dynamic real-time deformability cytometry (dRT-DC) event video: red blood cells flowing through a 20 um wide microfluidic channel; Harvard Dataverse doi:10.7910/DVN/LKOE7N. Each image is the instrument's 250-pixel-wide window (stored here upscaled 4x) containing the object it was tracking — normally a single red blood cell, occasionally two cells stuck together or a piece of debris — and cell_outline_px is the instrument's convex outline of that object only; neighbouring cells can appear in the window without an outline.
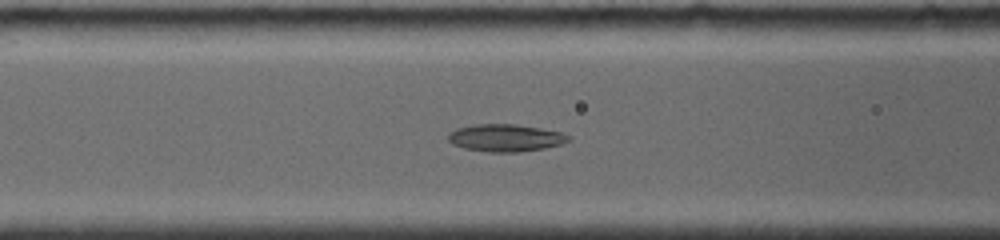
{"species": "common noctule bat (a hibernating species)", "species_latin": "Nyctalus noctula", "temperature_condition": "room temperature", "stored_images_in_passage": 26, "camera_frame_rate_fps": 4000, "um_per_image_px": 0.085, "animal": {"sex": "female", "body_mass_g": 19.0, "forearm_length_mm": 56.7}, "frame": {"image": 1, "passage_image": 9, "time_ms": 6.25, "image_size_px": [1000, 240], "cell_outline_px": [[572, 140], [560, 144], [544, 148], [516, 152], [488, 152], [464, 148], [452, 144], [448, 140], [448, 132], [456, 128], [476, 124], [516, 124], [540, 128], [560, 132], [572, 136]], "centroid_in_image_um": [42.96, 11.71], "position_along_channel_um": 123.6, "area_um2": 19.25}}
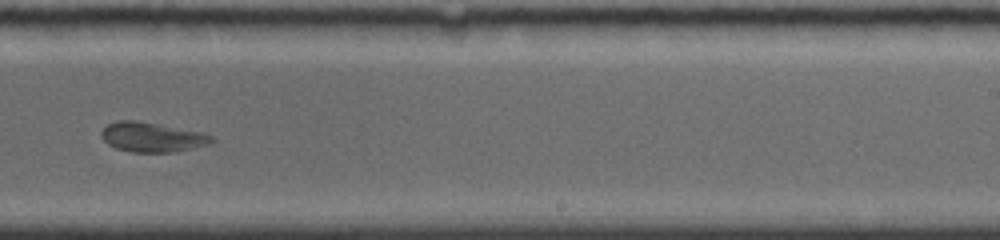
{"frame": {"image": 2, "passage_image": 19, "time_ms": 10.25, "image_size_px": [1000, 240], "cell_outline_px": [[216, 140], [208, 144], [176, 152], [132, 152], [116, 148], [108, 144], [100, 136], [100, 132], [108, 124], [116, 120], [136, 120], [200, 132], [212, 136]], "centroid_in_image_um": [12.89, 11.66], "position_along_channel_um": 276.1, "area_um2": 18.96}}
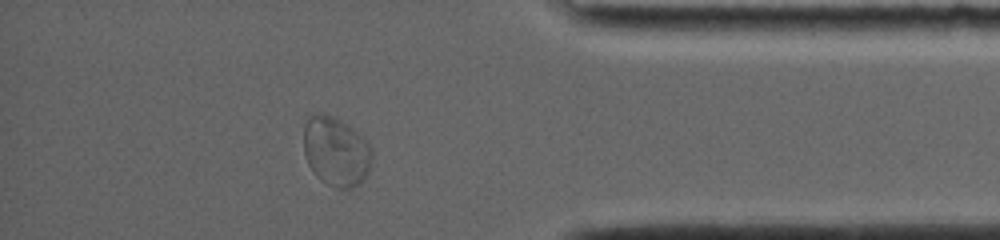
{"frame": {"image": 3, "passage_image": 24, "time_ms": 14.0, "image_size_px": [1000, 240], "cell_outline_px": [[372, 156], [368, 172], [364, 180], [352, 188], [336, 188], [320, 180], [312, 172], [304, 156], [304, 124], [312, 112], [324, 112], [340, 120], [364, 136], [372, 148]], "centroid_in_image_um": [28.55, 12.85], "position_along_channel_um": 406.7, "area_um2": 28.09}}